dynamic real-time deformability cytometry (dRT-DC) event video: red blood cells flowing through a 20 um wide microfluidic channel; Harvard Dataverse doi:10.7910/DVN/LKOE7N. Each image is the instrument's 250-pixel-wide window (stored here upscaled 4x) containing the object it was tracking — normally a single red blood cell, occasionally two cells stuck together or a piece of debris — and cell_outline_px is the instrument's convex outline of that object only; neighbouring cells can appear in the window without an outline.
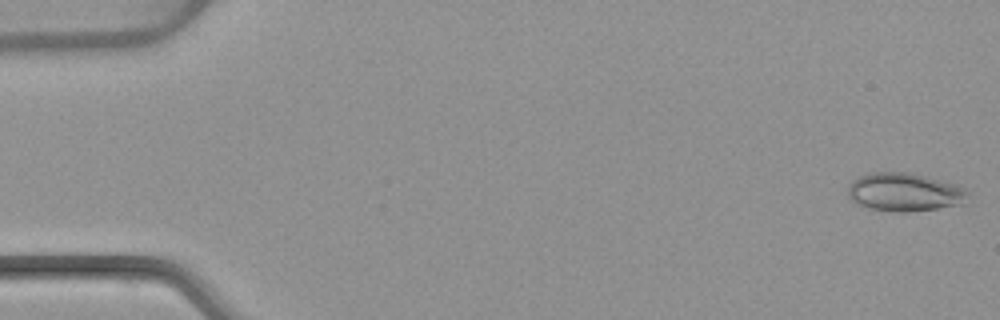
{"species": "common noctule bat (a hibernating species)", "species_latin": "Nyctalus noctula", "temperature_condition": "warm", "stored_images_in_passage": 52, "camera_frame_rate_fps": 3000, "um_per_image_px": 0.085, "animal": {"sex": "female", "body_mass_g": 22.7, "forearm_length_mm": 54.2}, "frame": {"image": 1, "passage_image": 1, "time_ms": 0.0, "image_size_px": [1000, 320], "cell_outline_px": [[968, 192], [964, 204], [908, 212], [900, 212], [868, 208], [856, 204], [848, 196], [848, 184], [852, 180], [868, 172], [912, 172], [940, 180], [964, 188]], "centroid_in_image_um": [76.83, 16.32], "position_along_channel_um": 8.2, "area_um2": 26.82}}
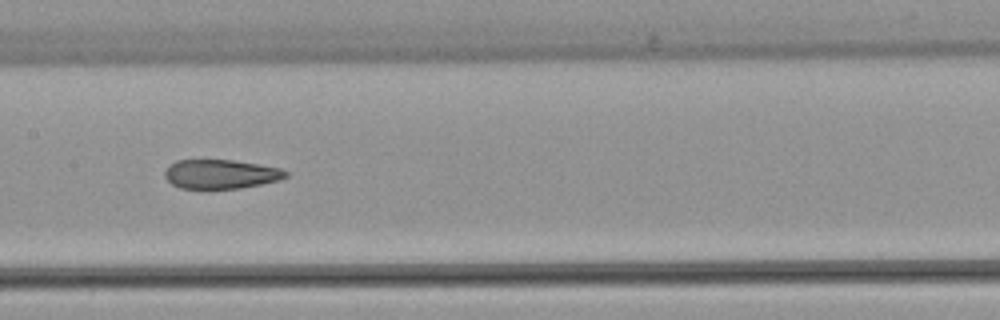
{"frame": {"image": 2, "passage_image": 26, "time_ms": 8.333, "image_size_px": [1000, 320], "cell_outline_px": [[288, 176], [280, 180], [240, 188], [208, 192], [180, 188], [172, 184], [164, 176], [164, 172], [168, 164], [176, 160], [232, 160], [280, 168], [288, 172]], "centroid_in_image_um": [18.7, 14.84], "position_along_channel_um": 188.7, "area_um2": 21.33}}
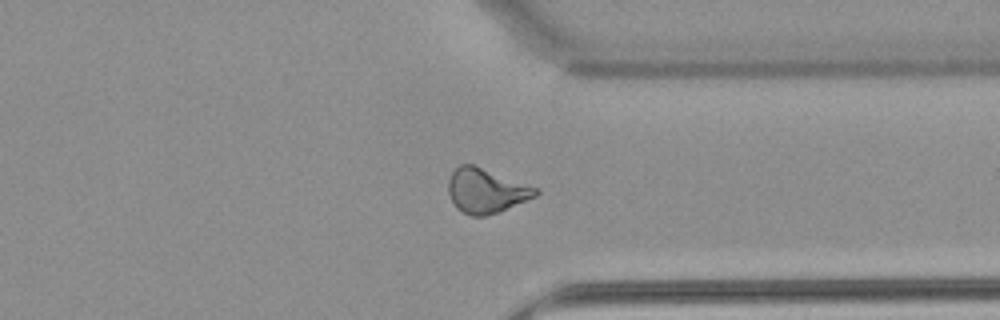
{"frame": {"image": 3, "passage_image": 40, "time_ms": 13.0, "image_size_px": [1000, 320], "cell_outline_px": [[540, 192], [536, 196], [496, 212], [484, 216], [472, 216], [456, 208], [448, 192], [448, 180], [452, 172], [460, 164], [472, 164], [540, 188]], "centroid_in_image_um": [41.32, 16.19], "position_along_channel_um": 370.1, "area_um2": 22.43}, "authors_computed_cell_mechanics": {"area_um2": 23.0911, "velocity_mm_per_s": 3.9175, "shape_relaxation_time_tau1_ms": null, "shape_relaxation_time_tau2_ms": 1.7626, "deformation_change_tau1": null, "deformation_change_tau2": 0.0969}}